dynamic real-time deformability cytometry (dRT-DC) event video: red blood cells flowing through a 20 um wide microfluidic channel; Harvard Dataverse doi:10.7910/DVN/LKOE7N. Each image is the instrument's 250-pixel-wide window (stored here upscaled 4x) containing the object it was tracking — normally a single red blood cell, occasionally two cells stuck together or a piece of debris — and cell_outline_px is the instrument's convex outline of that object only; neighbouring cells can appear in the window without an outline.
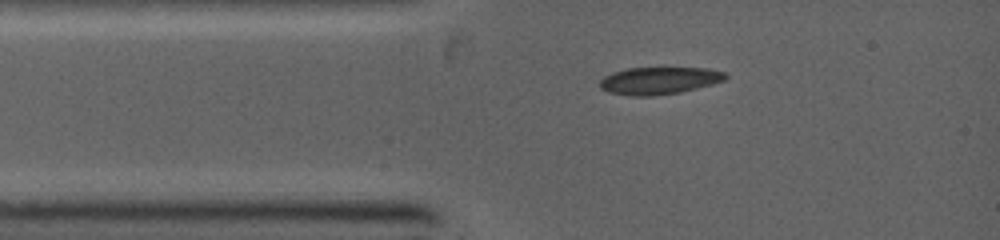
{"species": "common noctule bat (a hibernating species)", "species_latin": "Nyctalus noctula", "temperature_condition": "warm", "stored_images_in_passage": 10, "camera_frame_rate_fps": 5000, "um_per_image_px": 0.085, "animal": {"sex": "female", "body_mass_g": 19.0, "forearm_length_mm": 53.3}, "frame": {"image": 1, "passage_image": 1, "time_ms": 0.0, "image_size_px": [1000, 240], "cell_outline_px": [[728, 76], [724, 80], [712, 84], [680, 92], [648, 96], [632, 96], [608, 92], [600, 88], [600, 80], [604, 76], [612, 72], [628, 68], [660, 64], [708, 68], [724, 72]], "centroid_in_image_um": [56.03, 6.78], "position_along_channel_um": 29.0, "area_um2": 21.04}}